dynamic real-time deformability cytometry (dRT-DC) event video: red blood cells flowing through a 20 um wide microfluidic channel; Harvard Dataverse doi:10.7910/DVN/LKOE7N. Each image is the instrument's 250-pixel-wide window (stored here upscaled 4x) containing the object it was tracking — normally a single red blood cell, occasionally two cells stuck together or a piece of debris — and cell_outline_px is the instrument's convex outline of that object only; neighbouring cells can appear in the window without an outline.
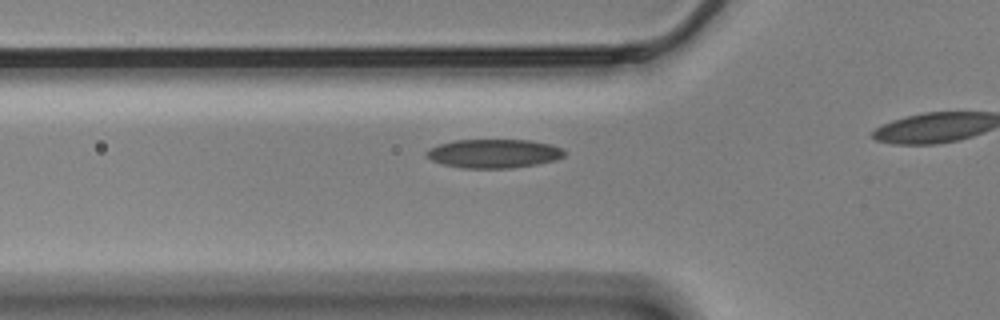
{"species": "Egyptian fruit bat (a non-hibernating species)", "species_latin": "Rousettus aegyptiacus", "temperature_condition": "cold", "stored_images_in_passage": 17, "camera_frame_rate_fps": 3000, "um_per_image_px": 0.085, "animal": {"sex": "male"}, "frame": {"image": 1, "passage_image": 10, "time_ms": 3.0, "image_size_px": [1000, 320], "cell_outline_px": [[564, 156], [556, 160], [536, 164], [512, 168], [460, 168], [444, 164], [432, 160], [424, 156], [424, 152], [428, 148], [440, 144], [456, 140], [532, 140], [552, 144], [560, 148], [564, 152]], "centroid_in_image_um": [41.95, 13.05], "position_along_channel_um": 83.9, "area_um2": 23.24}}
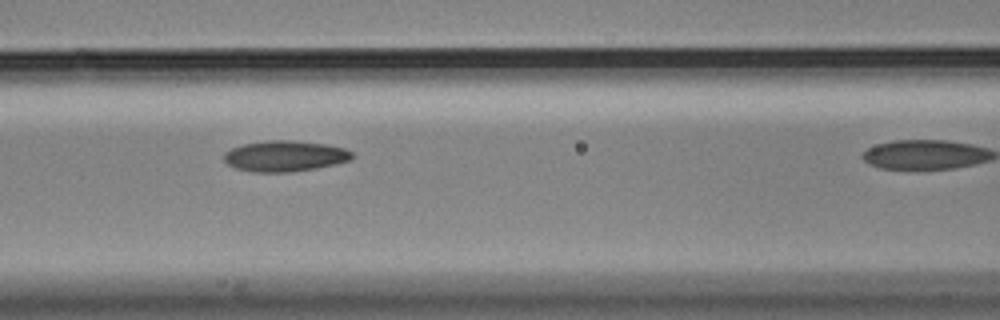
{"frame": {"image": 2, "passage_image": 15, "time_ms": 4.667, "image_size_px": [1000, 320], "cell_outline_px": [[356, 156], [352, 160], [336, 164], [316, 168], [292, 172], [248, 172], [236, 168], [228, 164], [224, 160], [224, 152], [240, 144], [264, 140], [296, 140], [324, 144], [344, 148], [352, 152]], "centroid_in_image_um": [24.22, 13.26], "position_along_channel_um": 142.4, "area_um2": 23.41}}